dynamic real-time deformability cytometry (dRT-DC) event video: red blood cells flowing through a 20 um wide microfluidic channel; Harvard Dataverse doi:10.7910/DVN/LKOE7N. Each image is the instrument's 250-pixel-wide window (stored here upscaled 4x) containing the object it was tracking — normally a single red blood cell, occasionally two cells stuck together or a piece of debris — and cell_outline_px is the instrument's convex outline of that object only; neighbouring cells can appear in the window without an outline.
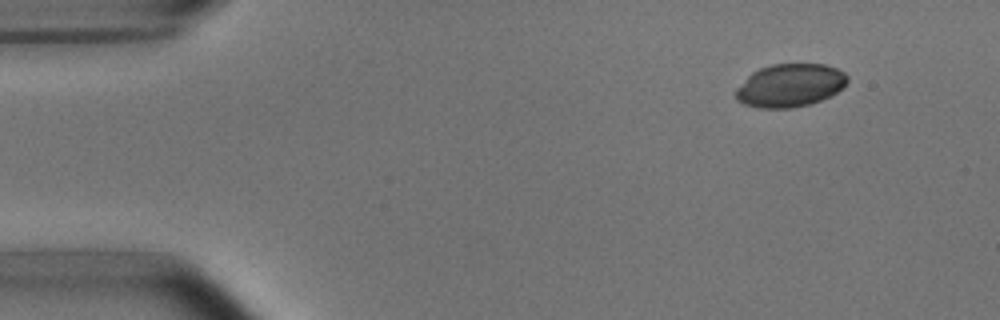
{"species": "common noctule bat (a hibernating species)", "species_latin": "Nyctalus noctula", "temperature_condition": "room temperature", "stored_images_in_passage": 48, "camera_frame_rate_fps": 3000, "um_per_image_px": 0.085, "animal": {"sex": "male", "body_mass_g": 15.6}, "frame": {"image": 1, "passage_image": 1, "time_ms": 0.0, "image_size_px": [1000, 320], "cell_outline_px": [[848, 80], [844, 88], [820, 100], [808, 104], [792, 108], [760, 108], [744, 104], [736, 100], [736, 88], [752, 72], [760, 68], [772, 64], [824, 64], [836, 68], [844, 72], [848, 76]], "centroid_in_image_um": [67.15, 7.25], "position_along_channel_um": 17.8, "area_um2": 27.98}}
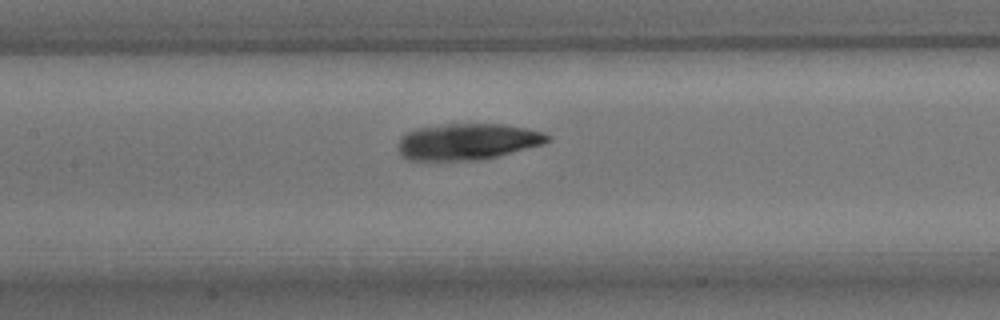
{"frame": {"image": 2, "passage_image": 20, "time_ms": 6.333, "image_size_px": [1000, 320], "cell_outline_px": [[552, 140], [544, 144], [500, 156], [476, 160], [408, 160], [400, 156], [400, 136], [416, 128], [448, 124], [500, 124], [524, 128], [544, 132]], "centroid_in_image_um": [39.76, 12.05], "position_along_channel_um": 167.6, "area_um2": 31.56}}
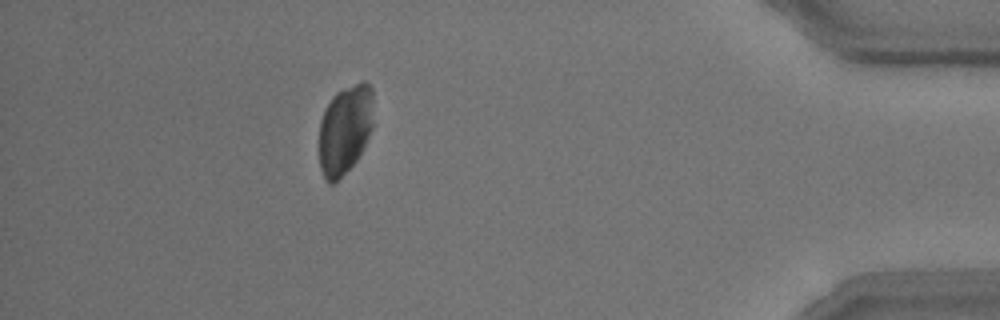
{"frame": {"image": 3, "passage_image": 43, "time_ms": 14.0, "image_size_px": [1000, 320], "cell_outline_px": [[372, 128], [364, 148], [356, 160], [332, 184], [328, 184], [324, 180], [320, 168], [320, 120], [324, 108], [332, 96], [336, 92], [344, 88], [364, 80], [372, 88]], "centroid_in_image_um": [29.31, 10.99], "position_along_channel_um": 405.9, "area_um2": 28.21}}